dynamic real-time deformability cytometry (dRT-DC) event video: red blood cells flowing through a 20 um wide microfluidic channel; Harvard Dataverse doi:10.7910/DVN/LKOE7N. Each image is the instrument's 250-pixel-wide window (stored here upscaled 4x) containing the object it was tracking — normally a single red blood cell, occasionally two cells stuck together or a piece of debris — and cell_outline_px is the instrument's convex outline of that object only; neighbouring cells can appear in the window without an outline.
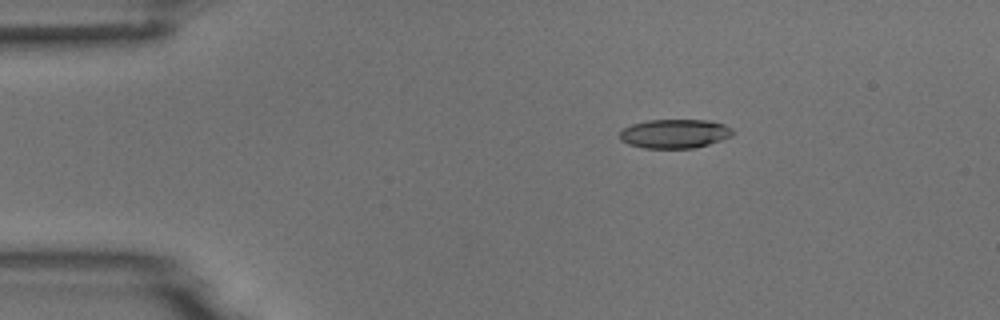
{"species": "common noctule bat (a hibernating species)", "species_latin": "Nyctalus noctula", "temperature_condition": "room temperature", "stored_images_in_passage": 6, "camera_frame_rate_fps": 3000, "um_per_image_px": 0.085, "animal": {"sex": "male", "body_mass_g": 18.8}, "frame": {"image": 1, "passage_image": 3, "time_ms": 2.333, "image_size_px": [1000, 320], "cell_outline_px": [[736, 132], [732, 136], [708, 144], [692, 148], [644, 148], [628, 144], [620, 140], [620, 132], [624, 128], [632, 124], [648, 120], [712, 120], [724, 124], [732, 128]], "centroid_in_image_um": [57.37, 11.35], "position_along_channel_um": 27.6, "area_um2": 19.19}}
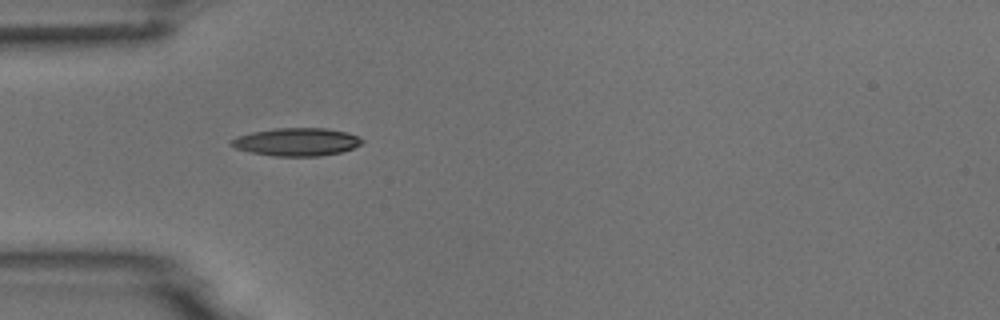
{"frame": {"image": 2, "passage_image": 5, "time_ms": 4.667, "image_size_px": [1000, 320], "cell_outline_px": [[364, 140], [360, 144], [352, 148], [340, 152], [320, 156], [276, 156], [252, 152], [236, 148], [228, 144], [228, 140], [236, 136], [252, 132], [276, 128], [324, 128], [344, 132], [360, 136]], "centroid_in_image_um": [25.17, 12.06], "position_along_channel_um": 59.8, "area_um2": 21.21}}